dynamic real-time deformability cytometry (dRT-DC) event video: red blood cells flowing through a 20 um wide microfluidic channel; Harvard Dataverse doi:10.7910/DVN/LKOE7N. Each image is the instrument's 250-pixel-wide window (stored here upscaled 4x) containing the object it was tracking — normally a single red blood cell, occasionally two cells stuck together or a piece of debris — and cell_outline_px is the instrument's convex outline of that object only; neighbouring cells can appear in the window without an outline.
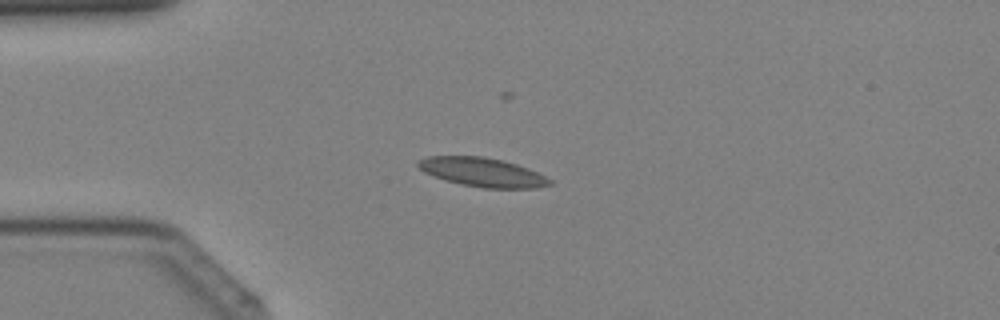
{"species": "Egyptian fruit bat (a non-hibernating species)", "species_latin": "Rousettus aegyptiacus", "temperature_condition": "cold", "stored_images_in_passage": 43, "camera_frame_rate_fps": 3000, "um_per_image_px": 0.085, "animal": {"sex": "female"}, "frame": {"image": 1, "passage_image": 12, "time_ms": 3.667, "image_size_px": [1000, 320], "cell_outline_px": [[552, 184], [536, 188], [484, 188], [460, 184], [424, 172], [416, 164], [416, 160], [428, 156], [484, 156], [504, 160], [528, 168], [552, 180]], "centroid_in_image_um": [41.01, 14.63], "position_along_channel_um": 44.0, "area_um2": 22.14}}
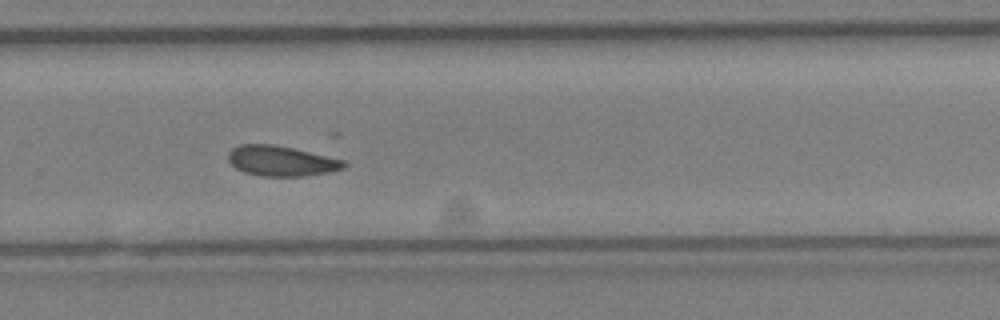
{"frame": {"image": 2, "passage_image": 29, "time_ms": 9.333, "image_size_px": [1000, 320], "cell_outline_px": [[348, 164], [344, 168], [332, 172], [304, 176], [260, 176], [244, 172], [236, 168], [228, 160], [228, 152], [232, 148], [240, 144], [272, 144], [292, 148], [344, 160]], "centroid_in_image_um": [23.91, 13.69], "position_along_channel_um": 305.9, "area_um2": 20.4}}
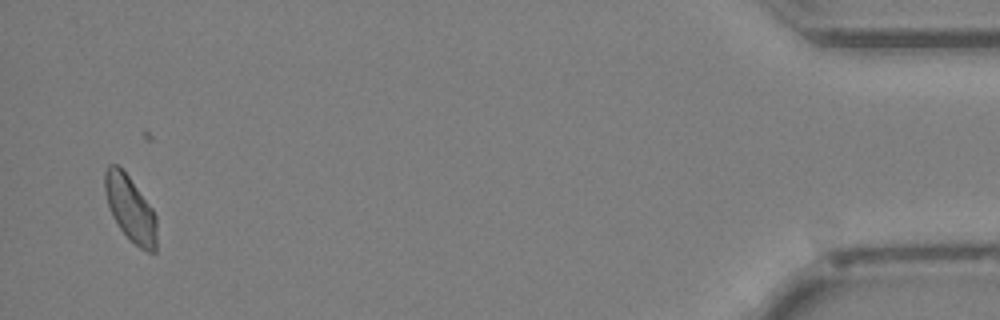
{"frame": {"image": 3, "passage_image": 41, "time_ms": 13.333, "image_size_px": [1000, 320], "cell_outline_px": [[156, 252], [148, 252], [140, 248], [120, 228], [112, 216], [104, 192], [104, 172], [108, 164], [116, 164], [128, 176], [152, 208], [156, 216]], "centroid_in_image_um": [11.06, 17.72], "position_along_channel_um": 424.1, "area_um2": 19.54}}